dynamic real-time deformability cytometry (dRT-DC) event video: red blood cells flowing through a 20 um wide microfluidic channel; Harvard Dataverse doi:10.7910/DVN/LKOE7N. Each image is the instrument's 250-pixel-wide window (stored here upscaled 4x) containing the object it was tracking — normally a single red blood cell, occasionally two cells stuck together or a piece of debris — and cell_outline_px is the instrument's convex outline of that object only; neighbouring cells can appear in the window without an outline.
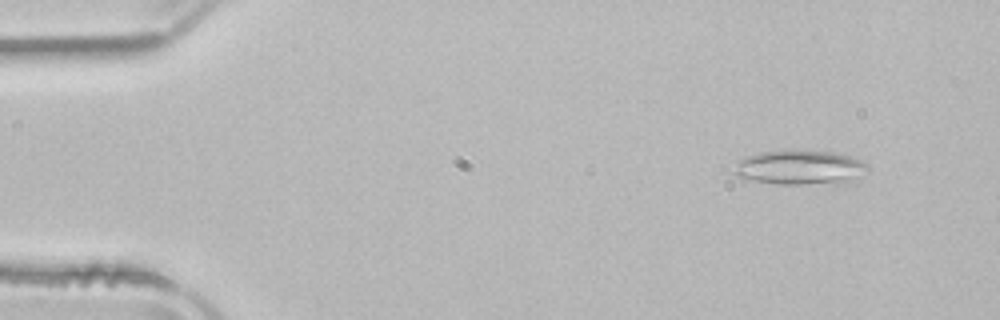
{"species": "common noctule bat (a hibernating species)", "species_latin": "Nyctalus noctula", "temperature_condition": "room temperature", "stored_images_in_passage": 51, "camera_frame_rate_fps": 3000, "um_per_image_px": 0.085, "animal": {"sex": "male", "body_mass_g": 21.5, "forearm_length_mm": 52.0}, "frame": {"image": 1, "passage_image": 5, "time_ms": 1.333, "image_size_px": [1000, 320], "cell_outline_px": [[868, 168], [844, 184], [776, 184], [752, 180], [740, 176], [732, 172], [732, 168], [744, 156], [760, 152], [788, 148], [792, 148], [832, 152], [848, 156], [860, 160], [868, 164]], "centroid_in_image_um": [67.94, 14.21], "position_along_channel_um": 17.1, "area_um2": 27.28}}
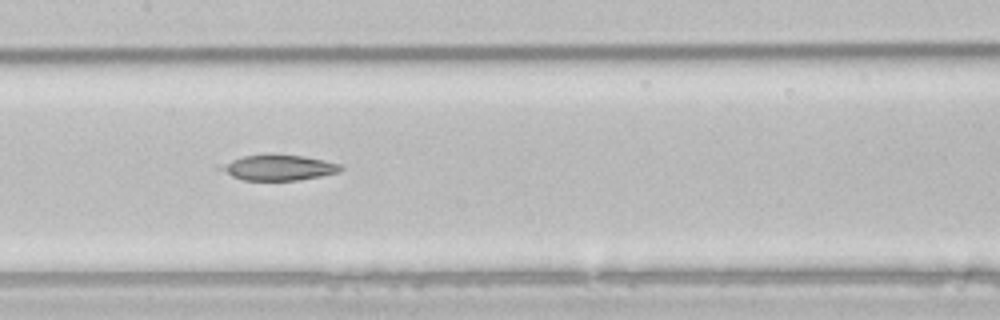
{"frame": {"image": 2, "passage_image": 25, "time_ms": 8.0, "image_size_px": [1000, 320], "cell_outline_px": [[344, 168], [340, 172], [320, 176], [296, 180], [244, 180], [232, 176], [216, 168], [232, 160], [244, 156], [304, 156], [324, 160], [340, 164]], "centroid_in_image_um": [23.71, 14.27], "position_along_channel_um": 183.7, "area_um2": 17.22}}
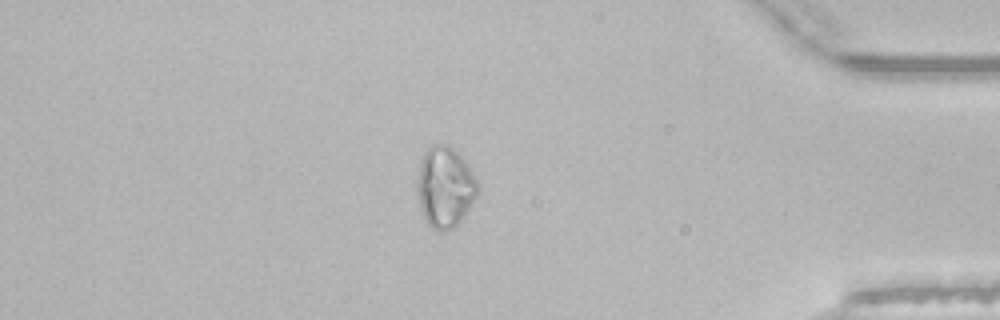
{"frame": {"image": 3, "passage_image": 44, "time_ms": 14.333, "image_size_px": [1000, 320], "cell_outline_px": [[480, 188], [476, 196], [460, 220], [452, 228], [432, 228], [424, 220], [420, 208], [416, 192], [416, 180], [420, 160], [424, 152], [432, 144], [448, 144], [460, 156], [480, 184]], "centroid_in_image_um": [37.78, 15.86], "position_along_channel_um": 397.4, "area_um2": 28.21}}